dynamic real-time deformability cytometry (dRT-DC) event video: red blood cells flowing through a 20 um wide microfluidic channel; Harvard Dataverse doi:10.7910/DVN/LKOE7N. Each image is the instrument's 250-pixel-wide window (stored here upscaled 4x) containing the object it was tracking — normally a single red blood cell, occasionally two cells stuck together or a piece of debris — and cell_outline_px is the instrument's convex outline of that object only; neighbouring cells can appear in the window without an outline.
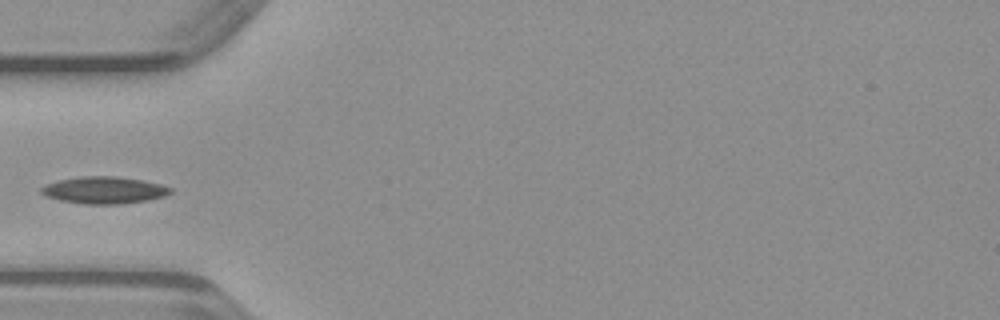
{"species": "common noctule bat (a hibernating species)", "species_latin": "Nyctalus noctula", "temperature_condition": "warm", "stored_images_in_passage": 34, "camera_frame_rate_fps": 3000, "um_per_image_px": 0.085, "animal": {"sex": "male", "body_mass_g": 23.1, "forearm_length_mm": 52.7}, "frame": {"image": 1, "passage_image": 1, "time_ms": 0.0, "image_size_px": [1000, 320], "cell_outline_px": [[172, 192], [164, 196], [144, 200], [120, 204], [84, 204], [60, 200], [48, 196], [40, 192], [40, 188], [44, 184], [60, 180], [80, 176], [116, 176], [140, 180], [160, 184], [172, 188]], "centroid_in_image_um": [8.82, 16.15], "position_along_channel_um": 76.2, "area_um2": 20.11}}
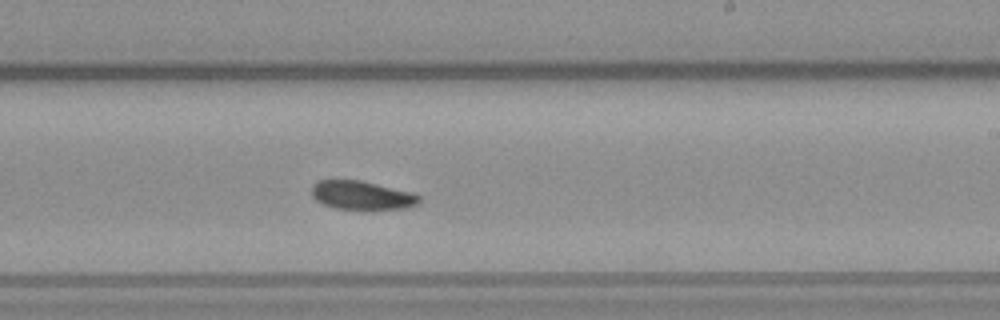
{"frame": {"image": 2, "passage_image": 14, "time_ms": 4.333, "image_size_px": [1000, 320], "cell_outline_px": [[420, 204], [408, 208], [364, 212], [336, 208], [324, 204], [316, 200], [312, 196], [312, 184], [320, 180], [360, 180], [412, 192], [420, 196]], "centroid_in_image_um": [30.81, 16.65], "position_along_channel_um": 258.2, "area_um2": 18.73}}
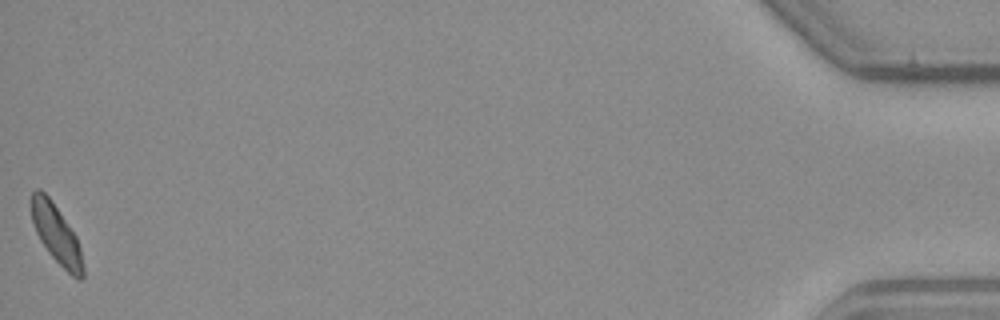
{"frame": {"image": 3, "passage_image": 34, "time_ms": 11.0, "image_size_px": [1000, 320], "cell_outline_px": [[84, 276], [80, 280], [72, 276], [48, 252], [40, 240], [36, 232], [32, 220], [32, 192], [36, 188], [40, 188], [52, 200], [76, 236], [80, 248], [84, 268]], "centroid_in_image_um": [4.8, 19.9], "position_along_channel_um": 430.4, "area_um2": 17.46}}